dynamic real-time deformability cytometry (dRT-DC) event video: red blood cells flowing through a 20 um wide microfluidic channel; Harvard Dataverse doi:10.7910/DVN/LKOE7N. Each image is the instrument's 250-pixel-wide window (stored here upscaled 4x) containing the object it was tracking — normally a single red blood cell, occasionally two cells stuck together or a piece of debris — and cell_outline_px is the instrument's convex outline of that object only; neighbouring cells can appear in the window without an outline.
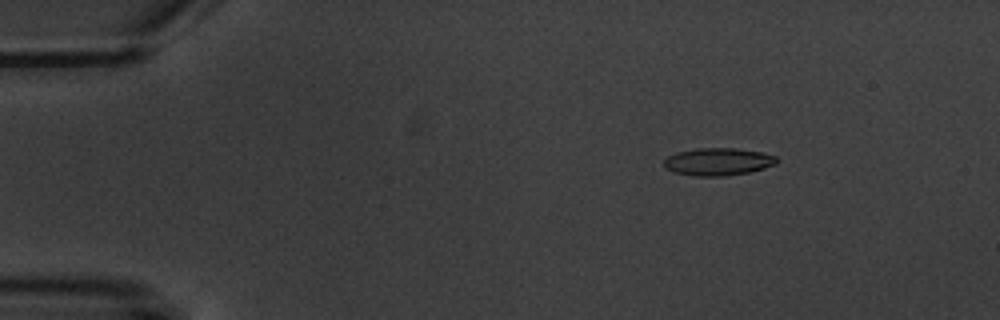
{"species": "common noctule bat (a hibernating species)", "species_latin": "Nyctalus noctula", "temperature_condition": "warm", "stored_images_in_passage": 9, "camera_frame_rate_fps": 3000, "um_per_image_px": 0.085, "animal": {"sex": "male", "body_mass_g": 20.1, "forearm_length_mm": 53.5}, "frame": {"image": 1, "passage_image": 3, "time_ms": 2.333, "image_size_px": [1000, 320], "cell_outline_px": [[776, 164], [764, 168], [748, 172], [724, 176], [696, 176], [676, 172], [664, 168], [664, 160], [668, 156], [676, 152], [700, 148], [732, 148], [760, 152], [776, 156]], "centroid_in_image_um": [61.01, 13.74], "position_along_channel_um": 24.0, "area_um2": 17.86}}
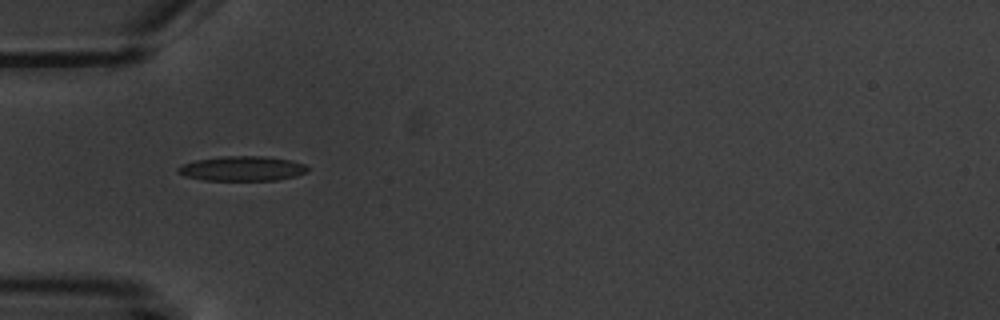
{"frame": {"image": 2, "passage_image": 6, "time_ms": 5.667, "image_size_px": [1000, 320], "cell_outline_px": [[308, 172], [296, 176], [276, 180], [204, 180], [184, 176], [176, 172], [176, 168], [184, 164], [196, 160], [220, 156], [264, 156], [292, 160], [304, 164], [308, 168]], "centroid_in_image_um": [20.59, 14.32], "position_along_channel_um": 64.4, "area_um2": 18.79}}
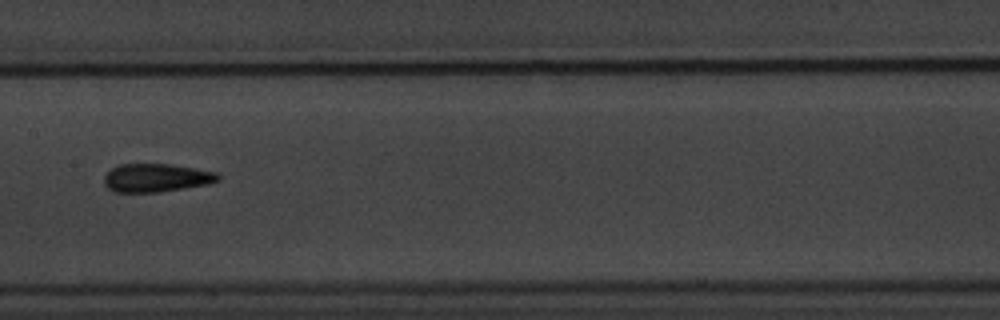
{"frame": {"image": 3, "passage_image": 9, "time_ms": 9.333, "image_size_px": [1000, 320], "cell_outline_px": [[220, 180], [208, 184], [160, 192], [112, 192], [104, 184], [104, 176], [112, 168], [120, 164], [168, 164], [216, 172], [220, 176]], "centroid_in_image_um": [13.26, 15.12], "position_along_channel_um": 194.1, "area_um2": 18.73}}